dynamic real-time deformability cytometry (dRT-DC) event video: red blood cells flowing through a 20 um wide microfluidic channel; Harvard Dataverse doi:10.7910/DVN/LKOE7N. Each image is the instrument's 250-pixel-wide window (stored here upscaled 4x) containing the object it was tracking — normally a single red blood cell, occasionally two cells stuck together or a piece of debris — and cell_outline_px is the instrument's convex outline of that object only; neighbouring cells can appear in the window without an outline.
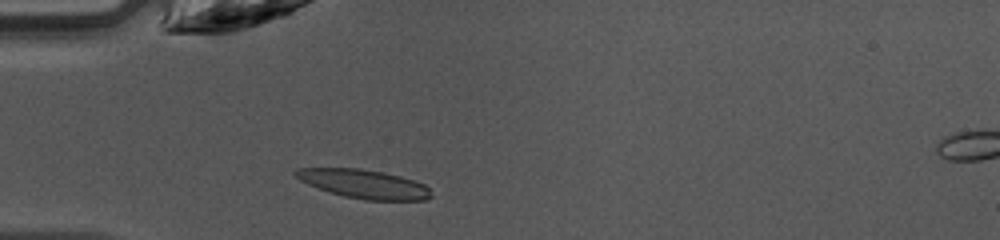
{"species": "common noctule bat (a hibernating species)", "species_latin": "Nyctalus noctula", "temperature_condition": "warm", "stored_images_in_passage": 36, "camera_frame_rate_fps": 3000, "um_per_image_px": 0.085, "animal": {"sex": "female", "body_mass_g": 10.0, "forearm_length_mm": 53.1}, "frame": {"image": 1, "passage_image": 3, "time_ms": 0.667, "image_size_px": [1000, 240], "cell_outline_px": [[432, 196], [428, 200], [364, 200], [344, 196], [308, 184], [300, 180], [292, 172], [296, 168], [360, 168], [384, 172], [400, 176], [424, 184], [428, 188]], "centroid_in_image_um": [30.94, 15.63], "position_along_channel_um": 54.1, "area_um2": 22.6}}
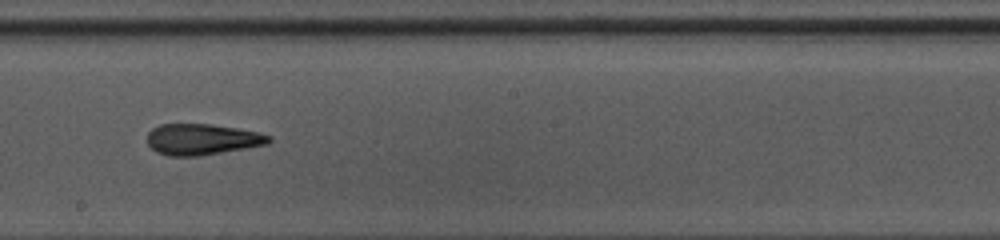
{"frame": {"image": 2, "passage_image": 16, "time_ms": 5.0, "image_size_px": [1000, 240], "cell_outline_px": [[272, 140], [268, 144], [248, 148], [200, 156], [168, 156], [156, 152], [148, 144], [148, 132], [152, 128], [160, 124], [212, 124], [260, 132], [272, 136]], "centroid_in_image_um": [17.21, 11.85], "position_along_channel_um": 231.0, "area_um2": 22.25}}
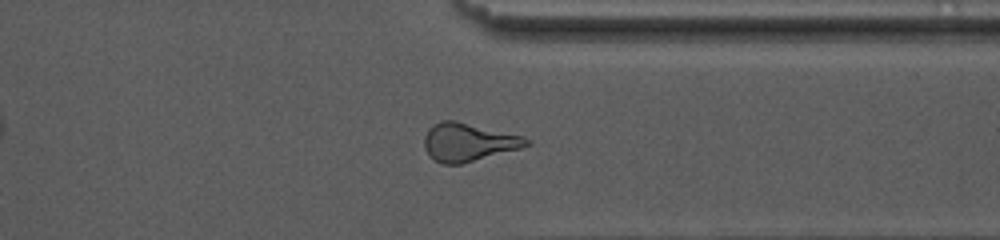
{"frame": {"image": 3, "passage_image": 26, "time_ms": 8.333, "image_size_px": [1000, 240], "cell_outline_px": [[532, 144], [520, 148], [460, 164], [440, 164], [424, 148], [424, 136], [428, 128], [432, 124], [440, 120], [456, 120], [524, 136], [532, 140]], "centroid_in_image_um": [39.81, 12.06], "position_along_channel_um": 371.6, "area_um2": 22.77}, "authors_computed_cell_mechanics": {"area_um2": 22.1085, "velocity_mm_per_s": 4.2428, "shape_relaxation_time_tau1_ms": 4.4015, "shape_relaxation_time_tau2_ms": 2.2742, "deformation_change_tau1": 0.1698, "deformation_change_tau2": 0.131}}